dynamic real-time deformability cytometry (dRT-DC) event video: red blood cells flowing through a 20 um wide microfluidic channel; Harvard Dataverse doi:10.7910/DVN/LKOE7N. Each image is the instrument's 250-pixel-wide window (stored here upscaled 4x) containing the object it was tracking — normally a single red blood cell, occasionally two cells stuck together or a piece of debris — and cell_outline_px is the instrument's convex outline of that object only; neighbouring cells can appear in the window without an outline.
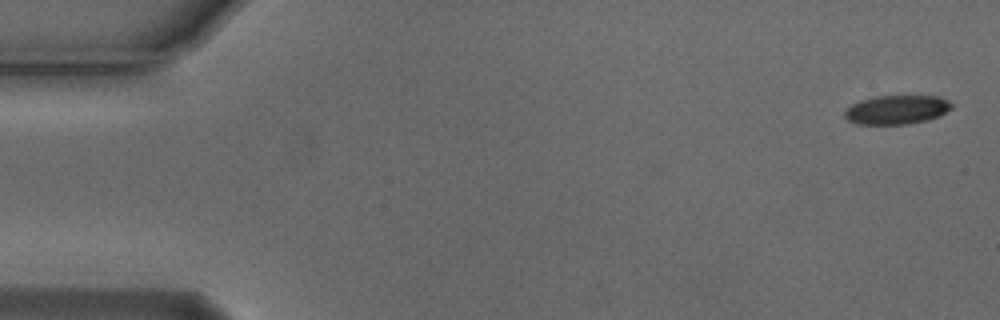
{"species": "Egyptian fruit bat (a non-hibernating species)", "species_latin": "Rousettus aegyptiacus", "temperature_condition": "cold", "stored_images_in_passage": 2, "camera_frame_rate_fps": 3000, "um_per_image_px": 0.085, "animal": {"sex": "male"}, "frame": {"image": 1, "passage_image": 2, "time_ms": 0.333, "image_size_px": [1000, 320], "cell_outline_px": [[952, 108], [940, 116], [928, 120], [908, 124], [856, 124], [848, 120], [844, 116], [844, 112], [852, 104], [860, 100], [876, 96], [940, 96], [948, 100], [952, 104]], "centroid_in_image_um": [76.24, 9.33], "position_along_channel_um": 8.8, "area_um2": 18.15}}